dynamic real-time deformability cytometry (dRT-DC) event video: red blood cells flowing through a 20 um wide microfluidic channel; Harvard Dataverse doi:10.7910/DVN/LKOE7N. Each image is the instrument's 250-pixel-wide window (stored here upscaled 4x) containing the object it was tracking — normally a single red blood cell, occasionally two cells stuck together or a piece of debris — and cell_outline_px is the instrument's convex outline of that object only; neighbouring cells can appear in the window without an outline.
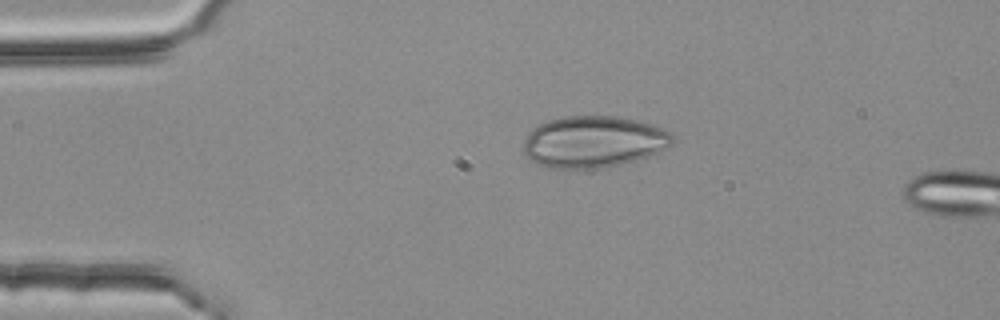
{"species": "common noctule bat (a hibernating species)", "species_latin": "Nyctalus noctula", "temperature_condition": "room temperature", "stored_images_in_passage": 2, "camera_frame_rate_fps": 3000, "um_per_image_px": 0.085, "animal": {"sex": "female", "body_mass_g": 25.1}, "frame": {"image": 1, "passage_image": 1, "time_ms": 0.0, "image_size_px": [1000, 320], "cell_outline_px": [[672, 144], [668, 148], [648, 156], [636, 160], [620, 164], [600, 168], [572, 172], [552, 168], [536, 164], [524, 156], [524, 140], [528, 132], [532, 128], [548, 120], [564, 116], [620, 116], [640, 120], [664, 128], [672, 136]], "centroid_in_image_um": [50.41, 12.07], "position_along_channel_um": 34.6, "area_um2": 45.84}}